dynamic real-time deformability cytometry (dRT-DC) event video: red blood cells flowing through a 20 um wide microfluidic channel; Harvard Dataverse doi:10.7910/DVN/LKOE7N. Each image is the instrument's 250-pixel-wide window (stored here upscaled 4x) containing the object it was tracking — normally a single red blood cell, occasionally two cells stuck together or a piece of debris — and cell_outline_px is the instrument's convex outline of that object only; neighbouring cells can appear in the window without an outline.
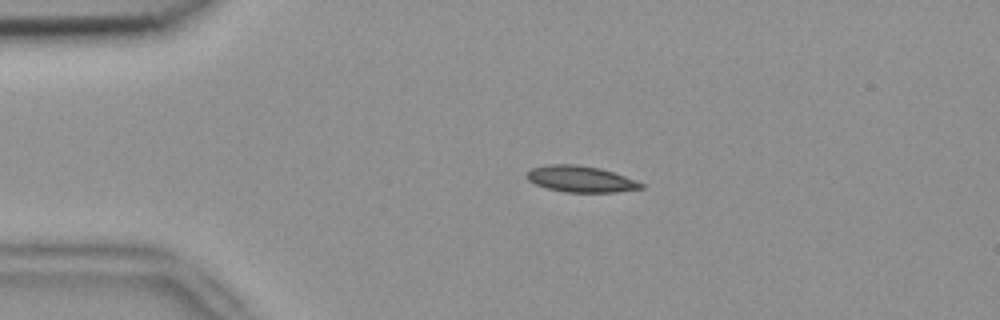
{"species": "common noctule bat (a hibernating species)", "species_latin": "Nyctalus noctula", "temperature_condition": "room temperature", "stored_images_in_passage": 4, "camera_frame_rate_fps": 3000, "um_per_image_px": 0.085, "animal": {"sex": "female", "body_mass_g": 18.4}, "frame": {"image": 1, "passage_image": 3, "time_ms": 0.667, "image_size_px": [1000, 320], "cell_outline_px": [[644, 188], [616, 192], [564, 192], [548, 188], [536, 184], [528, 180], [524, 176], [524, 172], [532, 168], [548, 164], [576, 164], [600, 168], [636, 180], [644, 184]], "centroid_in_image_um": [49.32, 15.21], "position_along_channel_um": 35.7, "area_um2": 17.57}}